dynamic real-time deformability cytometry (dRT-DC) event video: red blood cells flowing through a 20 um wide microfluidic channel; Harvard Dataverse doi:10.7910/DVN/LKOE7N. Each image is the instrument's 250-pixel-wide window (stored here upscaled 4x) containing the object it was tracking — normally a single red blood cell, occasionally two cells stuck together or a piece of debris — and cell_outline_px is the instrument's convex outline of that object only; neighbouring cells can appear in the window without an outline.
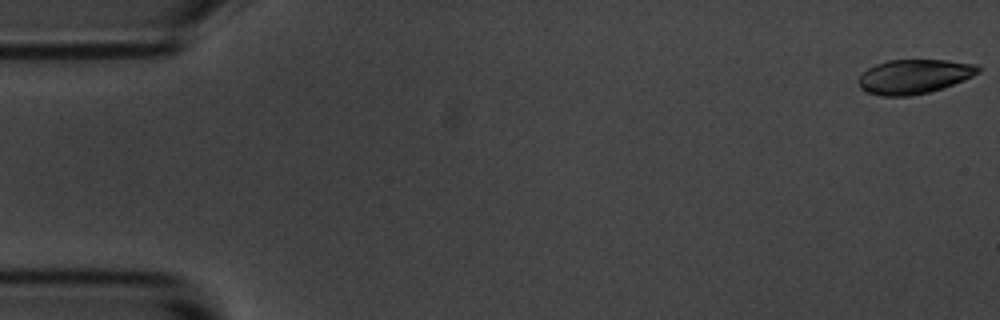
{"species": "common noctule bat (a hibernating species)", "species_latin": "Nyctalus noctula", "temperature_condition": "room temperature", "stored_images_in_passage": 5, "segment_of_instrument_passage": [1, 2], "camera_frame_rate_fps": 3000, "um_per_image_px": 0.085, "animal": {"sex": "male", "body_mass_g": 20.1, "forearm_length_mm": 53.5}, "frame": {"image": 1, "passage_image": 1, "time_ms": 0.0, "image_size_px": [1000, 320], "cell_outline_px": [[980, 72], [964, 80], [928, 92], [912, 96], [880, 96], [864, 92], [860, 88], [856, 80], [868, 68], [876, 64], [888, 60], [944, 60], [976, 64], [980, 68]], "centroid_in_image_um": [77.65, 6.51], "position_along_channel_um": 7.4, "area_um2": 23.99}}